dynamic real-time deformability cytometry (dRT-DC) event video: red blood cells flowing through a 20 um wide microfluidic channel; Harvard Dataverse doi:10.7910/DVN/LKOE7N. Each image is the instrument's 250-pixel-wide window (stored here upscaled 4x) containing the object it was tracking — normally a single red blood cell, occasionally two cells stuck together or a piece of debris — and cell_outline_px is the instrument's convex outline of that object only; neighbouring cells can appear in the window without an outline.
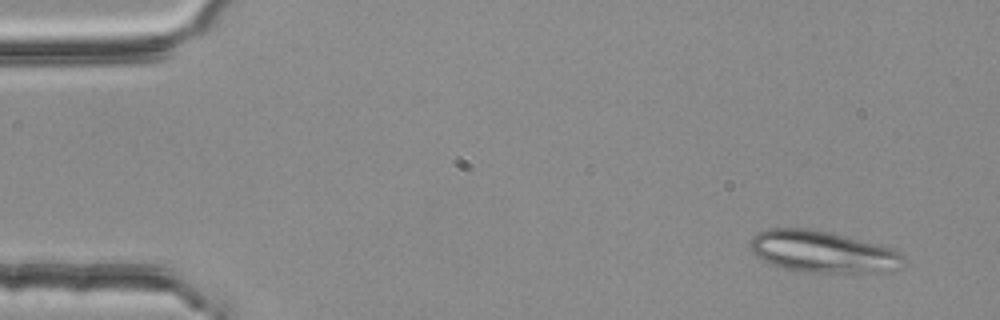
{"species": "common noctule bat (a hibernating species)", "species_latin": "Nyctalus noctula", "temperature_condition": "room temperature", "stored_images_in_passage": 4, "camera_frame_rate_fps": 3000, "um_per_image_px": 0.085, "animal": {"sex": "female", "body_mass_g": 25.1}, "frame": {"image": 1, "passage_image": 1, "time_ms": 0.0, "image_size_px": [1000, 320], "cell_outline_px": [[904, 264], [896, 268], [884, 272], [812, 272], [784, 268], [772, 264], [756, 256], [752, 252], [748, 244], [752, 236], [768, 228], [812, 228], [892, 248], [904, 252]], "centroid_in_image_um": [69.92, 21.39], "position_along_channel_um": 15.1, "area_um2": 37.05}}